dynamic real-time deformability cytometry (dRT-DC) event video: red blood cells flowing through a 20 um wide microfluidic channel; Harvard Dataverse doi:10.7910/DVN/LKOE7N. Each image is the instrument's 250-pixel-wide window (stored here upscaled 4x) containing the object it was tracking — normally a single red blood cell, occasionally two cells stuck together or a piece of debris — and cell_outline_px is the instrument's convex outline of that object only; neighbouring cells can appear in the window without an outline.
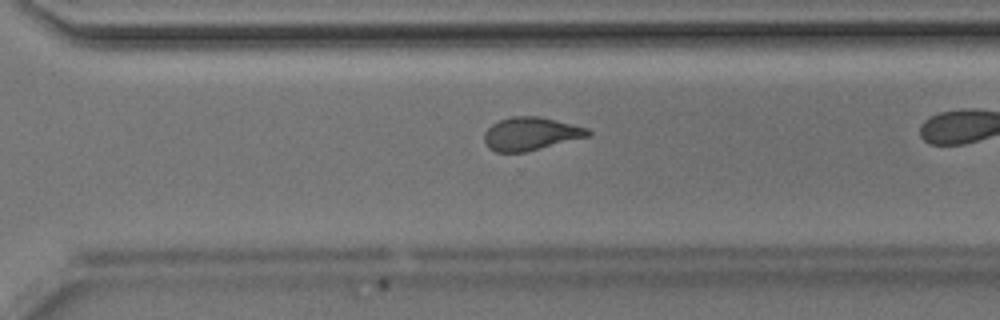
{"species": "Egyptian fruit bat (a non-hibernating species)", "species_latin": "Rousettus aegyptiacus", "temperature_condition": "room temperature", "stored_images_in_passage": 31, "camera_frame_rate_fps": 3000, "um_per_image_px": 0.085, "animal": {"sex": "male"}, "frame": {"image": 1, "passage_image": 27, "time_ms": 8.667, "image_size_px": [1000, 320], "cell_outline_px": [[592, 132], [588, 136], [524, 152], [496, 152], [488, 148], [484, 144], [484, 132], [492, 124], [500, 120], [512, 116], [540, 116], [588, 128]], "centroid_in_image_um": [45.07, 11.36], "position_along_channel_um": 325.5, "area_um2": 19.88}}